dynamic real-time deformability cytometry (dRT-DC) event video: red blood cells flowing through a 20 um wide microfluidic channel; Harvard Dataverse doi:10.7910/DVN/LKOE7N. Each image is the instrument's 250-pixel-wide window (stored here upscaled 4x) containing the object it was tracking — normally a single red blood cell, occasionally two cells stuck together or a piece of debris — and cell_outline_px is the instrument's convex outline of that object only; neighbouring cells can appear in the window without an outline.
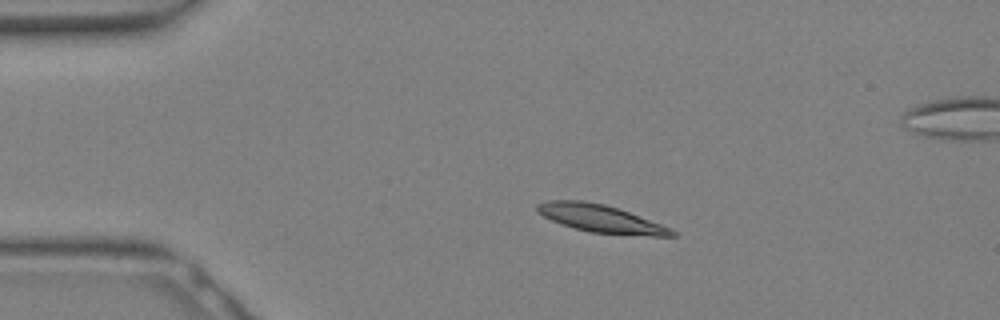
{"species": "Egyptian fruit bat (a non-hibernating species)", "species_latin": "Rousettus aegyptiacus", "temperature_condition": "warm", "stored_images_in_passage": 13, "camera_frame_rate_fps": 3000, "um_per_image_px": 0.085, "animal": {"sex": "female"}, "frame": {"image": 1, "passage_image": 6, "time_ms": 1.667, "image_size_px": [1000, 320], "cell_outline_px": [[676, 236], [652, 236], [588, 232], [552, 220], [536, 212], [536, 204], [548, 200], [584, 200], [604, 204], [628, 212], [672, 228], [676, 232]], "centroid_in_image_um": [51.05, 18.57], "position_along_channel_um": 33.9, "area_um2": 21.5}}
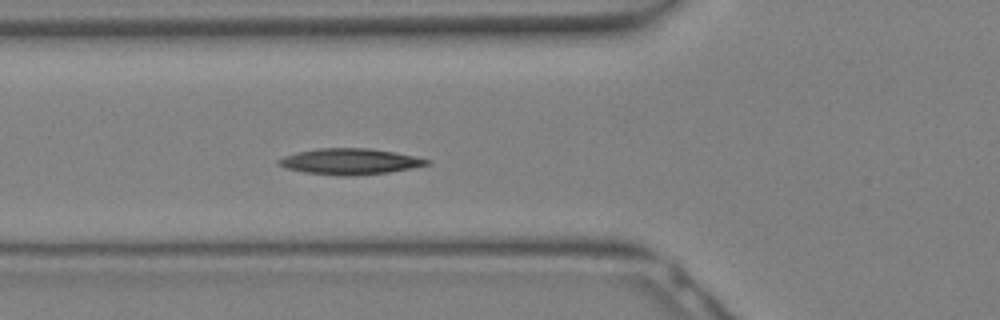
{"frame": {"image": 2, "passage_image": 11, "time_ms": 3.333, "image_size_px": [1000, 320], "cell_outline_px": [[432, 164], [412, 168], [388, 172], [352, 176], [340, 176], [304, 172], [284, 168], [276, 164], [276, 160], [284, 156], [296, 152], [320, 148], [368, 148], [396, 152], [416, 156], [432, 160]], "centroid_in_image_um": [29.75, 13.73], "position_along_channel_um": 96.1, "area_um2": 22.72}}
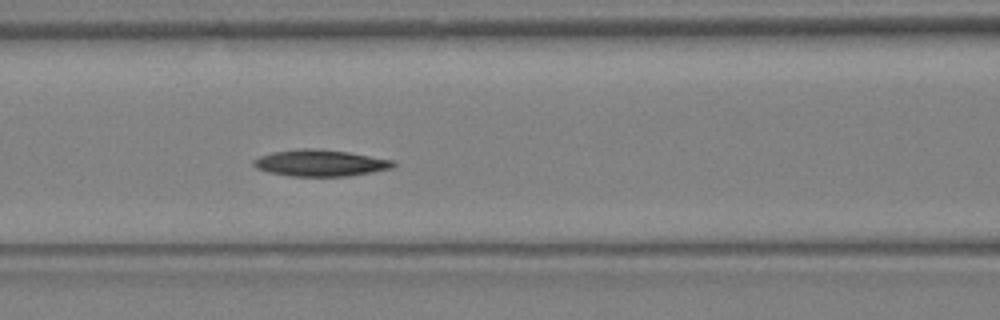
{"frame": {"image": 3, "passage_image": 13, "time_ms": 4.0, "image_size_px": [1000, 320], "cell_outline_px": [[396, 164], [392, 168], [372, 172], [348, 176], [288, 176], [268, 172], [256, 168], [252, 164], [252, 160], [260, 156], [272, 152], [296, 148], [312, 148], [348, 152], [392, 160]], "centroid_in_image_um": [27.17, 13.85], "position_along_channel_um": 139.4, "area_um2": 21.62}}